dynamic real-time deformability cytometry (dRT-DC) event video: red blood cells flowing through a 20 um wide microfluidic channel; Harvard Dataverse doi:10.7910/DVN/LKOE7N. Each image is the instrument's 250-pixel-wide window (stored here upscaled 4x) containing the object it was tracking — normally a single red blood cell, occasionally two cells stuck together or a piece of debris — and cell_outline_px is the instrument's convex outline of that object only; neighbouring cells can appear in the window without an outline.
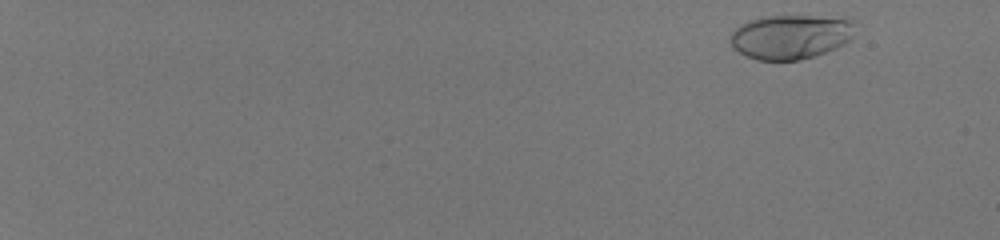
{"species": "human", "species_latin": "Homo sapiens", "temperature_condition": "room temperature", "stored_images_in_passage": 54, "camera_frame_rate_fps": 3000, "um_per_image_px": 0.085, "donor": {"sex": "male"}, "frame": {"image": 1, "passage_image": 3, "time_ms": 0.667, "image_size_px": [1000, 240], "cell_outline_px": [[852, 36], [844, 44], [836, 48], [800, 60], [760, 60], [748, 56], [732, 48], [732, 32], [740, 24], [748, 20], [768, 16], [848, 16], [852, 20]], "centroid_in_image_um": [67.23, 3.1], "position_along_channel_um": 17.8, "area_um2": 32.14}}
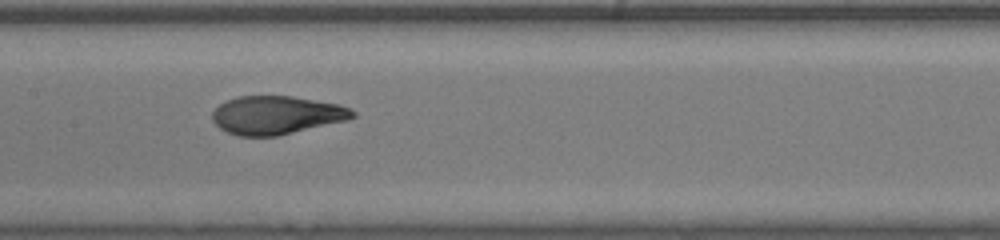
{"frame": {"image": 2, "passage_image": 32, "time_ms": 10.333, "image_size_px": [1000, 240], "cell_outline_px": [[356, 116], [348, 120], [276, 136], [240, 136], [228, 132], [220, 128], [212, 120], [212, 112], [220, 104], [236, 96], [292, 96], [340, 104], [356, 112]], "centroid_in_image_um": [23.51, 9.78], "position_along_channel_um": 183.9, "area_um2": 31.27}}
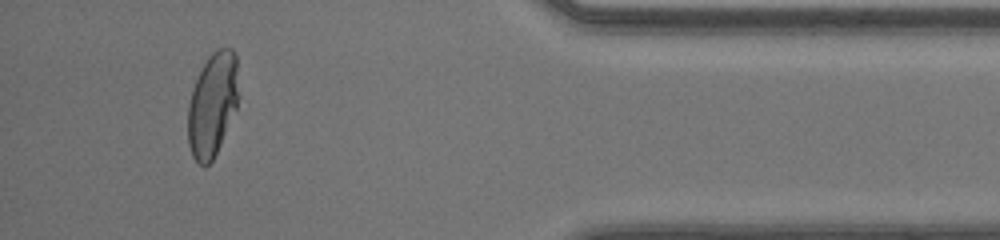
{"frame": {"image": 3, "passage_image": 51, "time_ms": 16.667, "image_size_px": [1000, 240], "cell_outline_px": [[240, 96], [236, 108], [220, 144], [212, 160], [204, 168], [192, 156], [188, 144], [188, 104], [192, 88], [208, 56], [216, 48], [232, 48], [236, 52]], "centroid_in_image_um": [18.08, 8.84], "position_along_channel_um": 417.1, "area_um2": 30.92}, "authors_computed_cell_mechanics": {"area_um2": 31.501, "velocity_mm_per_s": 4.1253, "shape_relaxation_time_tau1_ms": 6.5012, "shape_relaxation_time_tau2_ms": null, "deformation_change_tau1": 0.2625, "deformation_change_tau2": null}}